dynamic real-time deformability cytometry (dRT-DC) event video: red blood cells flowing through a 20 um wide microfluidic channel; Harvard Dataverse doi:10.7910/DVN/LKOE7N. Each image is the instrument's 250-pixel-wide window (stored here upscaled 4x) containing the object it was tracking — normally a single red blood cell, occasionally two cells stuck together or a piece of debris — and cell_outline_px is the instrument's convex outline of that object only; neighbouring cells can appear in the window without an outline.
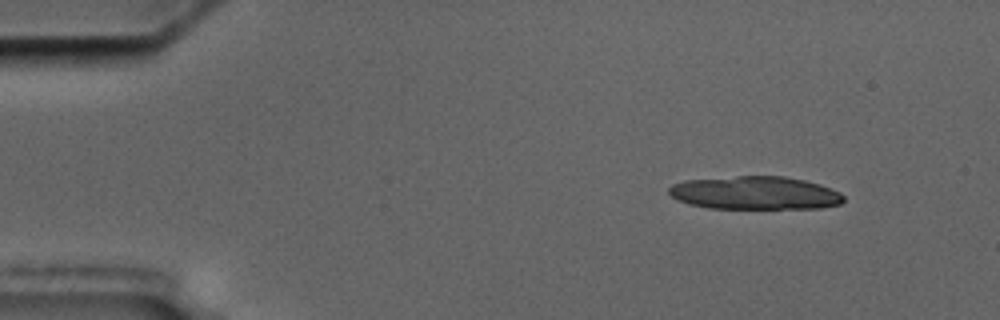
{"species": "common noctule bat (a hibernating species)", "species_latin": "Nyctalus noctula", "temperature_condition": "cold", "stored_images_in_passage": 4, "camera_frame_rate_fps": 3000, "um_per_image_px": 0.085, "animal": {"sex": "male", "body_mass_g": 17.5, "forearm_length_mm": 52.3}, "frame": {"image": 1, "passage_image": 1, "time_ms": 0.0, "image_size_px": [1000, 320], "cell_outline_px": [[844, 200], [840, 204], [820, 208], [708, 208], [688, 204], [676, 200], [668, 192], [668, 188], [672, 184], [684, 180], [736, 176], [784, 176], [804, 180], [820, 184], [840, 192], [844, 196]], "centroid_in_image_um": [64.16, 16.4], "position_along_channel_um": 20.8, "area_um2": 33.93}}